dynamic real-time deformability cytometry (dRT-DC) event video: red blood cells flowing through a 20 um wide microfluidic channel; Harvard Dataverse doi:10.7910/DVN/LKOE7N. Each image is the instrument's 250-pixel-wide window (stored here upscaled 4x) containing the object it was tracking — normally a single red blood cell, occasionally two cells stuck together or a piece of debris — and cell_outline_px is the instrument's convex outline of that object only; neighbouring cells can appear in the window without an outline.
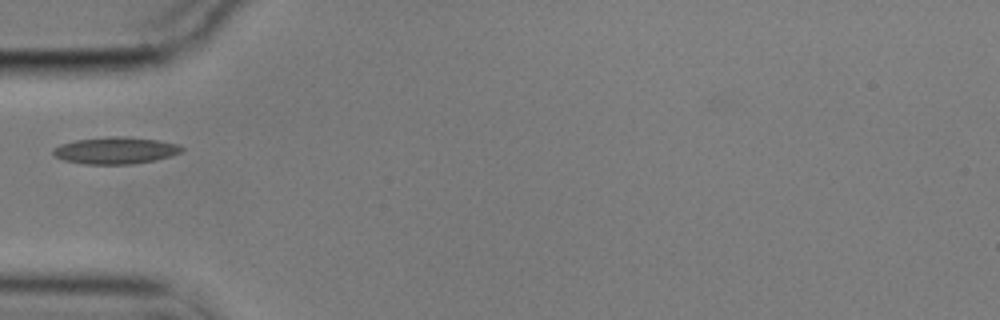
{"species": "common noctule bat (a hibernating species)", "species_latin": "Nyctalus noctula", "temperature_condition": "cold", "stored_images_in_passage": 33, "camera_frame_rate_fps": 3000, "um_per_image_px": 0.085, "animal": {"sex": "male", "body_mass_g": 17.9}, "frame": {"image": 1, "passage_image": 1, "time_ms": 0.0, "image_size_px": [1000, 320], "cell_outline_px": [[184, 148], [180, 152], [168, 156], [152, 160], [132, 164], [84, 164], [64, 160], [56, 156], [52, 152], [52, 148], [60, 144], [76, 140], [112, 136], [128, 136], [160, 140], [180, 144]], "centroid_in_image_um": [9.81, 12.77], "position_along_channel_um": 75.2, "area_um2": 20.11}}
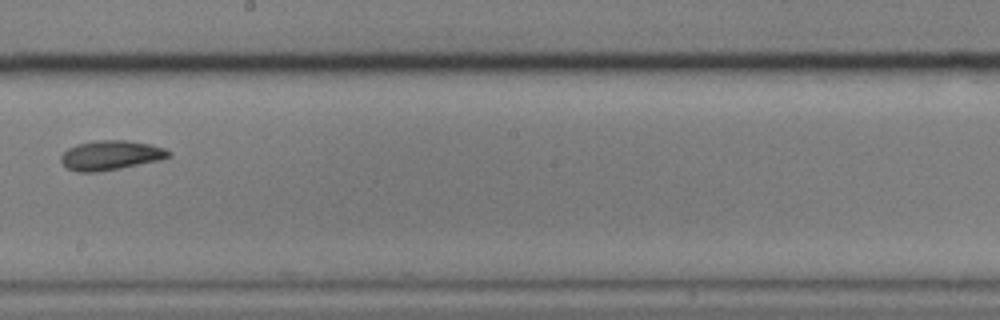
{"frame": {"image": 2, "passage_image": 15, "time_ms": 4.667, "image_size_px": [1000, 320], "cell_outline_px": [[172, 156], [160, 160], [100, 172], [76, 172], [68, 168], [60, 160], [60, 156], [68, 148], [76, 144], [96, 140], [128, 140], [148, 144], [164, 148], [172, 152]], "centroid_in_image_um": [9.41, 13.2], "position_along_channel_um": 238.8, "area_um2": 18.61}}
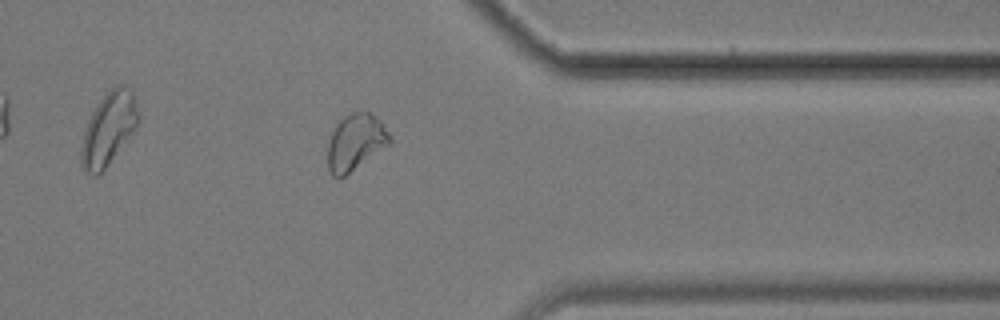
{"frame": {"image": 3, "passage_image": 28, "time_ms": 9.0, "image_size_px": [1000, 320], "cell_outline_px": [[392, 140], [388, 144], [344, 176], [332, 176], [328, 168], [328, 140], [336, 124], [344, 116], [352, 112], [368, 112], [380, 120], [392, 136]], "centroid_in_image_um": [30.2, 12.06], "position_along_channel_um": 381.2, "area_um2": 19.94}}